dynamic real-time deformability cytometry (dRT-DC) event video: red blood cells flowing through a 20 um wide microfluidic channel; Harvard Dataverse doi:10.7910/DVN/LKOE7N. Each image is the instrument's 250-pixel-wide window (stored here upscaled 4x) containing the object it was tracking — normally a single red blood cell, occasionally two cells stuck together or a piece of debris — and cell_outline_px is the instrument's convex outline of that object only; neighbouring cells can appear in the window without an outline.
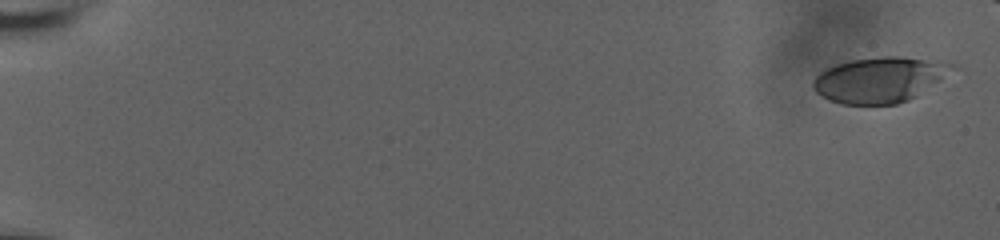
{"species": "human", "species_latin": "Homo sapiens", "temperature_condition": "room temperature", "stored_images_in_passage": 12, "camera_frame_rate_fps": 3000, "um_per_image_px": 0.085, "donor": {"sex": "male"}, "frame": {"image": 1, "passage_image": 1, "time_ms": 0.0, "image_size_px": [1000, 240], "cell_outline_px": [[960, 68], [916, 96], [908, 100], [896, 104], [840, 104], [828, 100], [816, 92], [812, 88], [812, 84], [816, 76], [820, 72], [836, 64], [852, 60], [880, 56], [900, 56], [940, 60], [956, 64]], "centroid_in_image_um": [74.84, 6.76], "position_along_channel_um": 10.2, "area_um2": 37.28}}
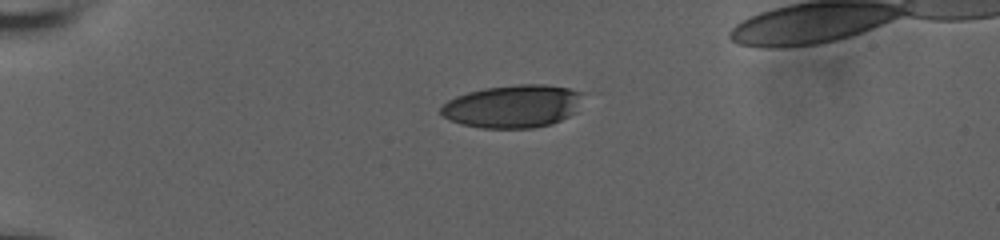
{"frame": {"image": 2, "passage_image": 8, "time_ms": 2.333, "image_size_px": [1000, 240], "cell_outline_px": [[584, 92], [576, 112], [552, 124], [532, 128], [480, 128], [460, 124], [448, 120], [440, 112], [440, 108], [448, 100], [456, 96], [468, 92], [484, 88], [516, 84], [544, 84], [568, 88]], "centroid_in_image_um": [43.59, 9.03], "position_along_channel_um": 41.4, "area_um2": 35.72}}
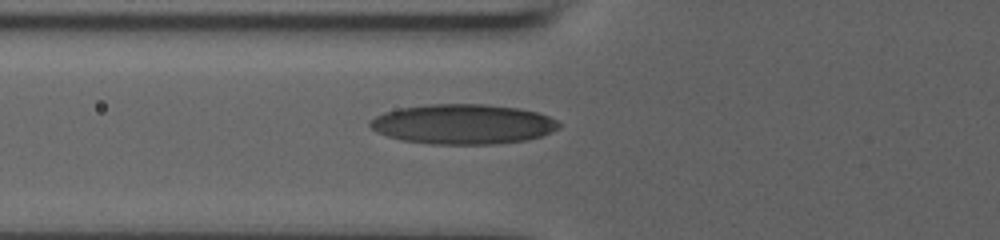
{"frame": {"image": 3, "passage_image": 12, "time_ms": 3.667, "image_size_px": [1000, 240], "cell_outline_px": [[560, 128], [552, 132], [528, 140], [496, 144], [428, 144], [404, 140], [388, 136], [376, 132], [368, 124], [376, 116], [384, 112], [400, 108], [428, 104], [484, 104], [520, 108], [536, 112], [548, 116], [556, 120], [560, 124]], "centroid_in_image_um": [39.37, 10.55], "position_along_channel_um": 86.4, "area_um2": 43.99}}